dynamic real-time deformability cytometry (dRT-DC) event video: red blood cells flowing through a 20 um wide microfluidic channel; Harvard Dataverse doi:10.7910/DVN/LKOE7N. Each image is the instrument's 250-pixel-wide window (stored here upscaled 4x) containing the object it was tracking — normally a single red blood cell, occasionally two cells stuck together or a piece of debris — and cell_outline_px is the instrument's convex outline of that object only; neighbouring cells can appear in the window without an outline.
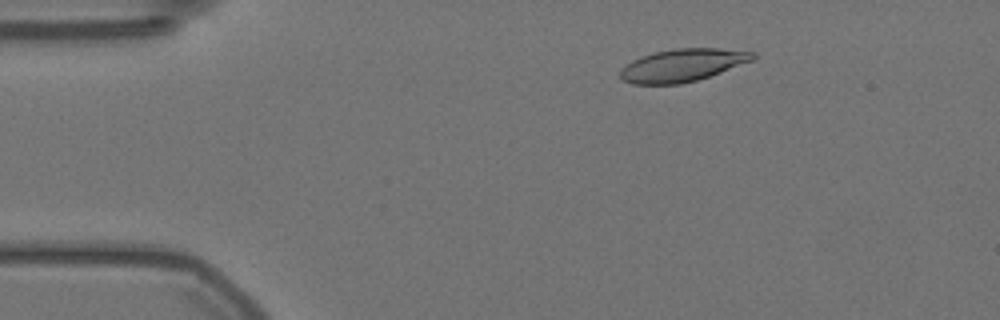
{"species": "Egyptian fruit bat (a non-hibernating species)", "species_latin": "Rousettus aegyptiacus", "temperature_condition": "warm", "stored_images_in_passage": 57, "camera_frame_rate_fps": 3000, "um_per_image_px": 0.085, "animal": {"sex": "female"}, "frame": {"image": 1, "passage_image": 9, "time_ms": 2.667, "image_size_px": [1000, 320], "cell_outline_px": [[756, 56], [752, 60], [720, 72], [696, 80], [680, 84], [632, 84], [624, 80], [620, 76], [620, 68], [624, 64], [640, 56], [656, 52], [676, 48], [720, 48], [756, 52]], "centroid_in_image_um": [57.97, 5.53], "position_along_channel_um": 27.0, "area_um2": 25.14}}
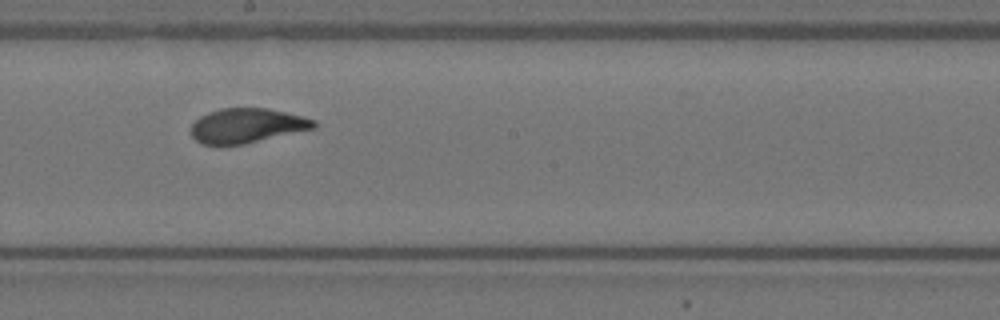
{"frame": {"image": 2, "passage_image": 31, "time_ms": 10.0, "image_size_px": [1000, 320], "cell_outline_px": [[316, 128], [244, 144], [200, 144], [192, 136], [192, 124], [200, 116], [208, 112], [220, 108], [268, 108], [304, 116], [316, 120]], "centroid_in_image_um": [21.01, 10.67], "position_along_channel_um": 227.2, "area_um2": 24.74}}
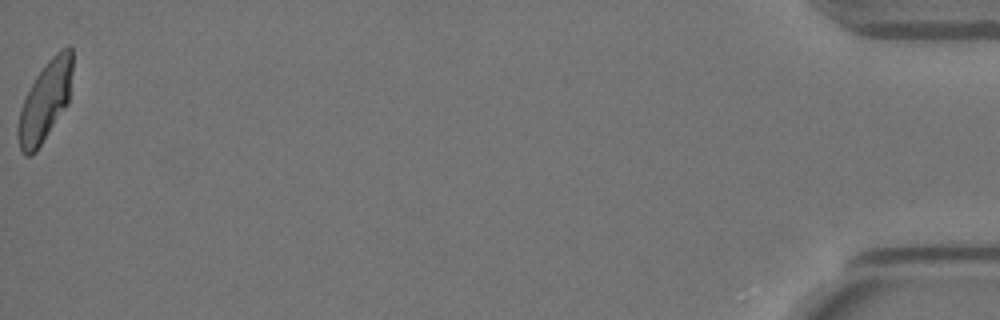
{"frame": {"image": 3, "passage_image": 57, "time_ms": 18.667, "image_size_px": [1000, 320], "cell_outline_px": [[72, 72], [68, 104], [36, 152], [28, 156], [24, 156], [20, 152], [16, 132], [16, 128], [20, 108], [36, 76], [48, 60], [60, 48], [68, 44], [72, 48]], "centroid_in_image_um": [3.82, 8.62], "position_along_channel_um": 431.4, "area_um2": 25.49}, "authors_computed_cell_mechanics": {"area_um2": 25.143, "velocity_mm_per_s": 3.5235, "shape_relaxation_time_tau1_ms": 3.492, "shape_relaxation_time_tau2_ms": 1.1818, "deformation_change_tau1": 0.1727, "deformation_change_tau2": 0.0415}}